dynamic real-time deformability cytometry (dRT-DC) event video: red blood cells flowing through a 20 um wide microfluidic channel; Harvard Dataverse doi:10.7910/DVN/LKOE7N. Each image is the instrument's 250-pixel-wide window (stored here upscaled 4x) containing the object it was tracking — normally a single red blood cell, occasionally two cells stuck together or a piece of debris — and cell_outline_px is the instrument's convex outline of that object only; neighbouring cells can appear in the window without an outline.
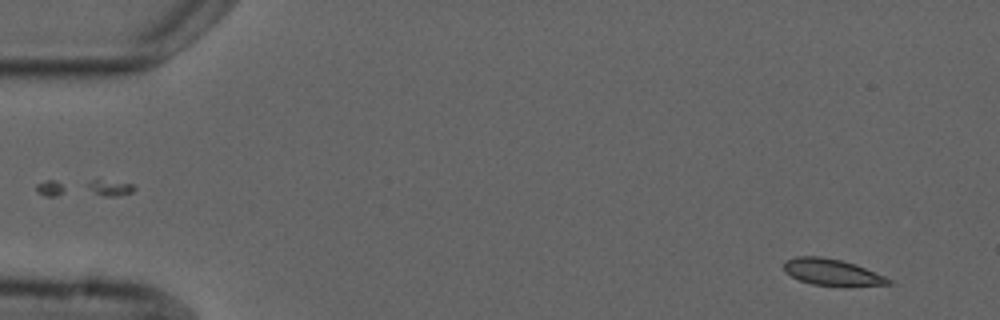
{"species": "common noctule bat (a hibernating species)", "species_latin": "Nyctalus noctula", "temperature_condition": "cold", "stored_images_in_passage": 4, "camera_frame_rate_fps": 3000, "um_per_image_px": 0.085, "animal": {"sex": "male", "forearm_length_mm": 52.5}, "frame": {"image": 1, "passage_image": 1, "time_ms": 0.0, "image_size_px": [1000, 320], "cell_outline_px": [[896, 284], [844, 288], [812, 284], [800, 280], [784, 272], [784, 260], [796, 256], [820, 256], [840, 260], [856, 264], [884, 276], [892, 280]], "centroid_in_image_um": [70.78, 23.17], "position_along_channel_um": 14.2, "area_um2": 16.76}}